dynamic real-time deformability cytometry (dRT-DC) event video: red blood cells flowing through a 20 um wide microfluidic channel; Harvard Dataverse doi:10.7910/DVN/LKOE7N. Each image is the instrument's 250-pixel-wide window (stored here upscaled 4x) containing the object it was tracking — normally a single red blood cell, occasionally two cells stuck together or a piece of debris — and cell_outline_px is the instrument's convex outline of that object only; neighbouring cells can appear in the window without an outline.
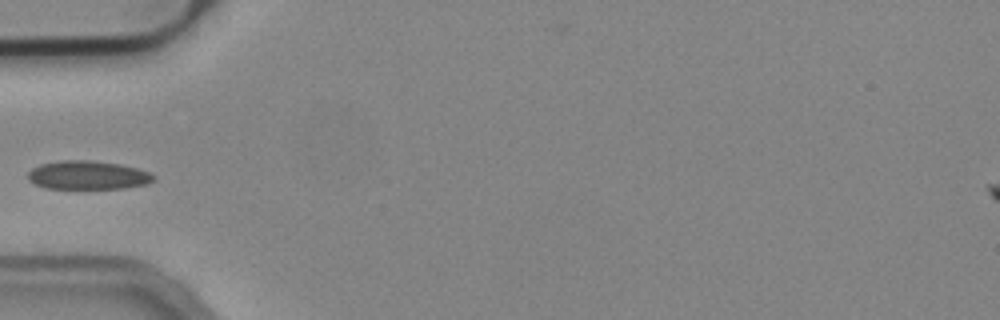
{"species": "common noctule bat (a hibernating species)", "species_latin": "Nyctalus noctula", "temperature_condition": "cold", "stored_images_in_passage": 23, "camera_frame_rate_fps": 3000, "um_per_image_px": 0.085, "animal": {"sex": "male", "body_mass_g": 19.2, "forearm_length_mm": 51.8}, "frame": {"image": 1, "passage_image": 1, "time_ms": 0.0, "image_size_px": [1000, 320], "cell_outline_px": [[156, 180], [148, 184], [124, 188], [44, 188], [28, 180], [28, 172], [32, 168], [40, 164], [64, 160], [88, 160], [120, 164], [136, 168], [148, 172], [156, 176]], "centroid_in_image_um": [7.48, 14.89], "position_along_channel_um": 77.5, "area_um2": 20.92}}